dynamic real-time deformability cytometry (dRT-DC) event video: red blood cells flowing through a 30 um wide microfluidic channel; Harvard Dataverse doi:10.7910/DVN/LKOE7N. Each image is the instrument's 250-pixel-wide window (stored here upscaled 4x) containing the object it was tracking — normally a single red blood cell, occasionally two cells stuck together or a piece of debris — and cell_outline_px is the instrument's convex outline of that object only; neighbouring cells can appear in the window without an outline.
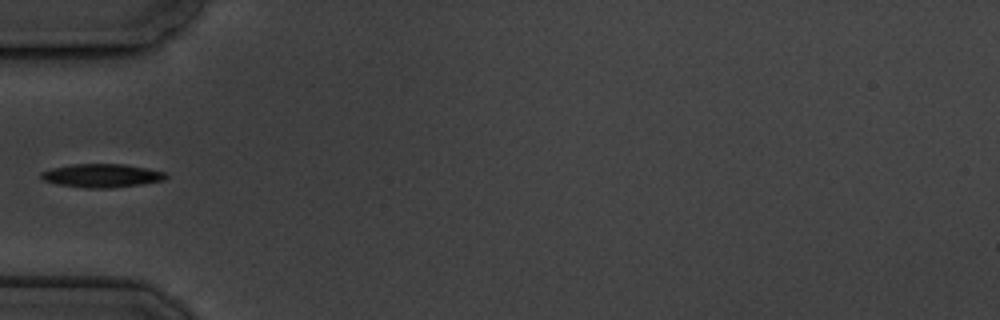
{"species": "common noctule bat (a hibernating species)", "species_latin": "Nyctalus noctula", "temperature_condition": "cold", "stored_images_in_passage": 6, "segment_of_instrument_passage": [2, 2], "camera_frame_rate_fps": 3000, "um_per_image_px": 0.085, "animal": {"sex": "male", "body_mass_g": 19.5, "forearm_length_mm": 54.6}, "frame": {"image": 1, "passage_image": 6, "time_ms": 5.667, "image_size_px": [1000, 320], "cell_outline_px": [[168, 176], [164, 180], [140, 184], [112, 188], [84, 188], [56, 184], [44, 180], [40, 176], [40, 172], [52, 168], [72, 164], [124, 164], [164, 172]], "centroid_in_image_um": [8.61, 14.93], "position_along_channel_um": 76.4, "area_um2": 16.99}}